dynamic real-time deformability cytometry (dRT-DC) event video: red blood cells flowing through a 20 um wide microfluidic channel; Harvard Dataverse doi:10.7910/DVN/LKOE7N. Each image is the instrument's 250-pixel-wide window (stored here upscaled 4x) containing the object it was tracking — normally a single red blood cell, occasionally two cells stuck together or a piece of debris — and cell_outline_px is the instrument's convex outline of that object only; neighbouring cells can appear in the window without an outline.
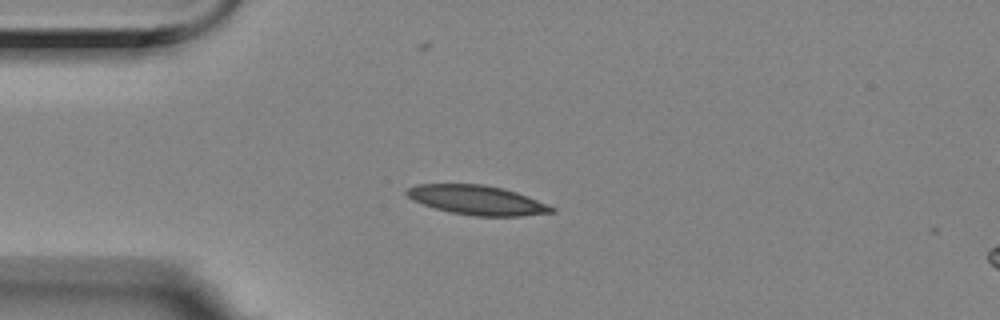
{"species": "Egyptian fruit bat (a non-hibernating species)", "species_latin": "Rousettus aegyptiacus", "temperature_condition": "room temperature", "stored_images_in_passage": 38, "camera_frame_rate_fps": 3000, "um_per_image_px": 0.085, "animal": {"sex": "female"}, "frame": {"image": 1, "passage_image": 1, "time_ms": 0.0, "image_size_px": [1000, 320], "cell_outline_px": [[556, 212], [520, 216], [476, 216], [452, 212], [436, 208], [412, 200], [404, 192], [408, 188], [416, 184], [484, 184], [504, 188], [516, 192], [548, 204], [556, 208]], "centroid_in_image_um": [40.58, 17.0], "position_along_channel_um": 44.4, "area_um2": 24.74}}
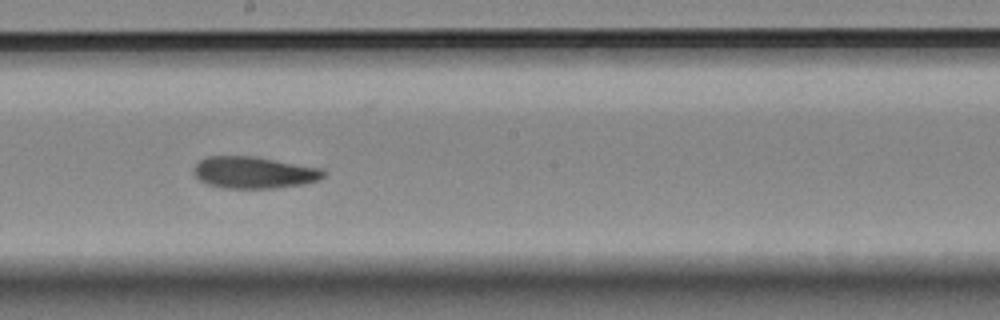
{"frame": {"image": 2, "passage_image": 18, "time_ms": 5.667, "image_size_px": [1000, 320], "cell_outline_px": [[328, 172], [320, 180], [304, 184], [276, 188], [220, 188], [208, 184], [200, 180], [196, 176], [192, 168], [200, 160], [208, 156], [252, 156], [324, 168]], "centroid_in_image_um": [21.63, 14.66], "position_along_channel_um": 226.6, "area_um2": 24.28}}
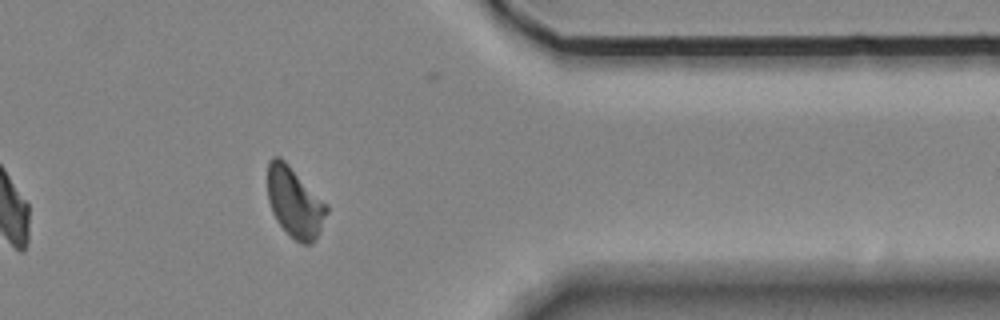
{"frame": {"image": 3, "passage_image": 33, "time_ms": 10.667, "image_size_px": [1000, 320], "cell_outline_px": [[328, 212], [320, 232], [316, 240], [312, 244], [300, 244], [276, 220], [272, 212], [268, 200], [268, 160], [272, 156], [280, 156], [328, 204]], "centroid_in_image_um": [25.07, 17.2], "position_along_channel_um": 386.3, "area_um2": 24.22}, "authors_computed_cell_mechanics": {"area_um2": 24.1604, "velocity_mm_per_s": 3.5126, "shape_relaxation_time_tau1_ms": 9.4085, "shape_relaxation_time_tau2_ms": 5.3987, "deformation_change_tau1": 0.2127, "deformation_change_tau2": 0.112}}